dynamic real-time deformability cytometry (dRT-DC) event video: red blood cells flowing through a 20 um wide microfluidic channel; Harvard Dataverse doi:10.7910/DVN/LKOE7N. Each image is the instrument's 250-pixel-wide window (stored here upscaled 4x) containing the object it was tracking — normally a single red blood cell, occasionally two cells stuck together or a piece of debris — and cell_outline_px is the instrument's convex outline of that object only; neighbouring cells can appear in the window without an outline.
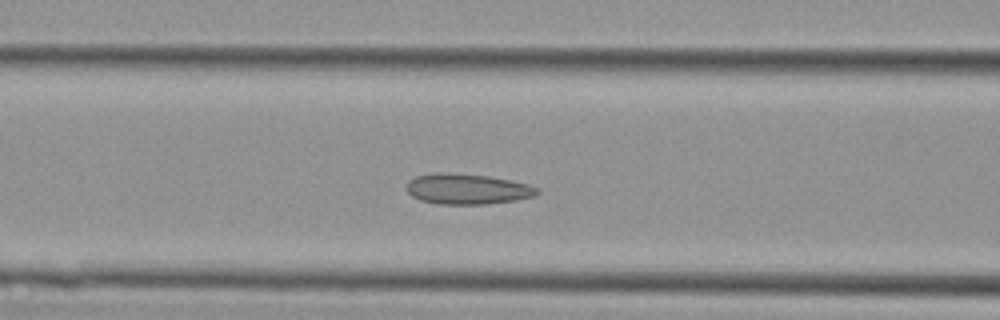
{"species": "Egyptian fruit bat (a non-hibernating species)", "species_latin": "Rousettus aegyptiacus", "temperature_condition": "cold", "stored_images_in_passage": 42, "camera_frame_rate_fps": 3000, "um_per_image_px": 0.085, "animal": {"sex": "female"}, "frame": {"image": 1, "passage_image": 15, "time_ms": 4.667, "image_size_px": [1000, 320], "cell_outline_px": [[540, 192], [536, 196], [516, 200], [488, 204], [436, 204], [420, 200], [412, 196], [404, 188], [408, 180], [416, 176], [436, 172], [448, 172], [488, 176], [528, 184], [540, 188]], "centroid_in_image_um": [39.7, 16.06], "position_along_channel_um": 126.9, "area_um2": 23.52}}
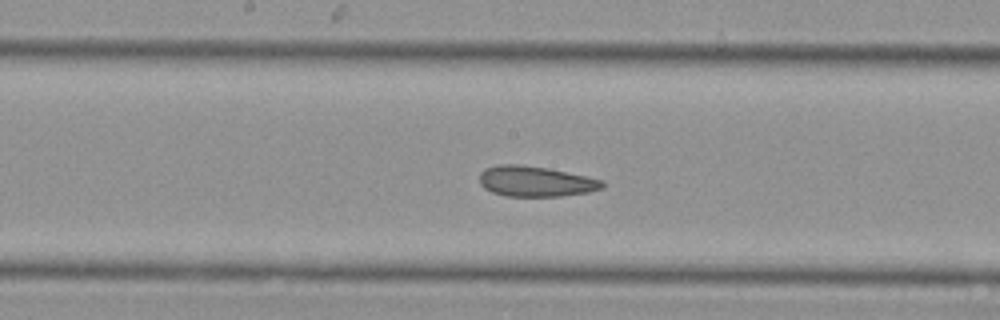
{"frame": {"image": 2, "passage_image": 20, "time_ms": 6.333, "image_size_px": [1000, 320], "cell_outline_px": [[604, 188], [588, 192], [560, 196], [504, 196], [492, 192], [484, 188], [480, 184], [480, 172], [484, 168], [496, 164], [520, 164], [548, 168], [604, 180]], "centroid_in_image_um": [45.5, 15.41], "position_along_channel_um": 202.7, "area_um2": 21.96}}
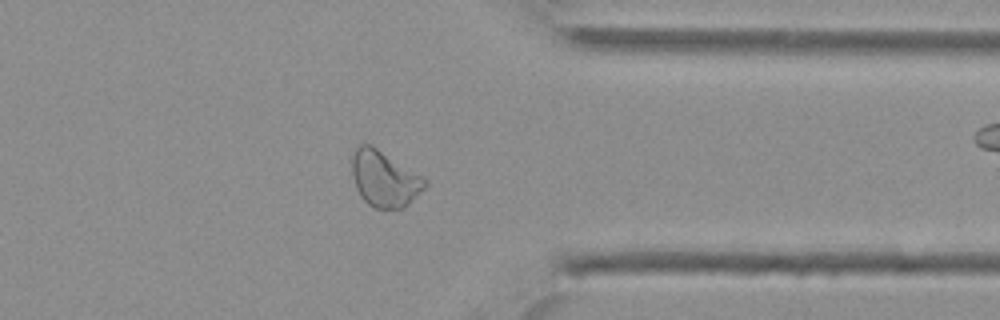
{"frame": {"image": 3, "passage_image": 32, "time_ms": 10.333, "image_size_px": [1000, 320], "cell_outline_px": [[428, 184], [404, 208], [376, 208], [368, 204], [360, 196], [356, 188], [352, 176], [352, 156], [356, 148], [360, 144], [372, 144], [424, 176], [428, 180]], "centroid_in_image_um": [32.69, 15.17], "position_along_channel_um": 378.7, "area_um2": 23.99}}